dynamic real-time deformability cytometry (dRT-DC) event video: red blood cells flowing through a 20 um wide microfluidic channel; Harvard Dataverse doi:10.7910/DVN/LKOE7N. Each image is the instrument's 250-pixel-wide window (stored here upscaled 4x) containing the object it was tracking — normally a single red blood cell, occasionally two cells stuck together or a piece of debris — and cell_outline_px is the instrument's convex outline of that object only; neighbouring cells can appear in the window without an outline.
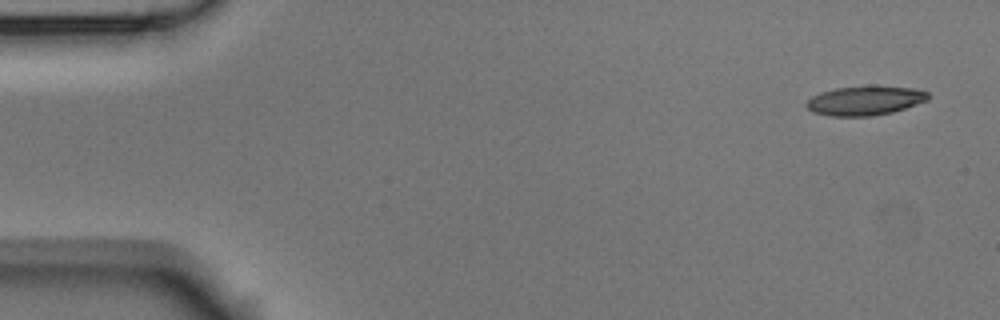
{"species": "Egyptian fruit bat (a non-hibernating species)", "species_latin": "Rousettus aegyptiacus", "temperature_condition": "room temperature", "stored_images_in_passage": 8, "camera_frame_rate_fps": 3000, "um_per_image_px": 0.085, "animal": {"sex": "male"}, "frame": {"image": 1, "passage_image": 1, "time_ms": 0.0, "image_size_px": [1000, 320], "cell_outline_px": [[928, 100], [892, 112], [872, 116], [828, 116], [812, 112], [804, 104], [812, 96], [820, 92], [836, 88], [868, 84], [876, 84], [916, 88], [928, 92]], "centroid_in_image_um": [73.52, 8.52], "position_along_channel_um": 11.5, "area_um2": 21.33}}
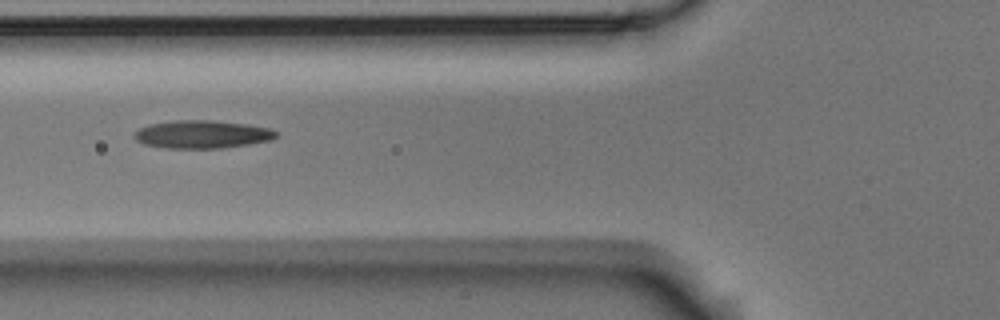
{"frame": {"image": 2, "passage_image": 6, "time_ms": 6.0, "image_size_px": [1000, 320], "cell_outline_px": [[276, 136], [272, 140], [224, 148], [164, 148], [144, 144], [136, 140], [132, 136], [132, 132], [140, 128], [152, 124], [176, 120], [212, 120], [248, 124], [268, 128], [276, 132]], "centroid_in_image_um": [17.15, 11.42], "position_along_channel_um": 108.7, "area_um2": 23.12}}
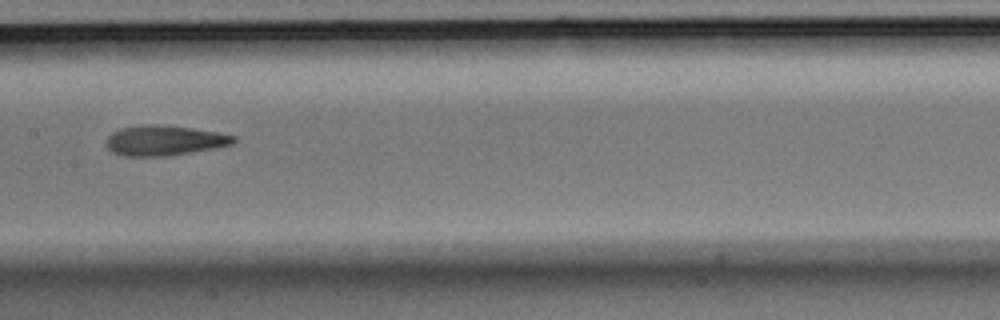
{"frame": {"image": 3, "passage_image": 8, "time_ms": 8.333, "image_size_px": [1000, 320], "cell_outline_px": [[236, 140], [232, 144], [212, 148], [164, 156], [124, 156], [112, 152], [108, 148], [108, 136], [112, 132], [124, 128], [192, 128], [220, 132], [236, 136]], "centroid_in_image_um": [14.03, 11.99], "position_along_channel_um": 193.4, "area_um2": 20.87}}